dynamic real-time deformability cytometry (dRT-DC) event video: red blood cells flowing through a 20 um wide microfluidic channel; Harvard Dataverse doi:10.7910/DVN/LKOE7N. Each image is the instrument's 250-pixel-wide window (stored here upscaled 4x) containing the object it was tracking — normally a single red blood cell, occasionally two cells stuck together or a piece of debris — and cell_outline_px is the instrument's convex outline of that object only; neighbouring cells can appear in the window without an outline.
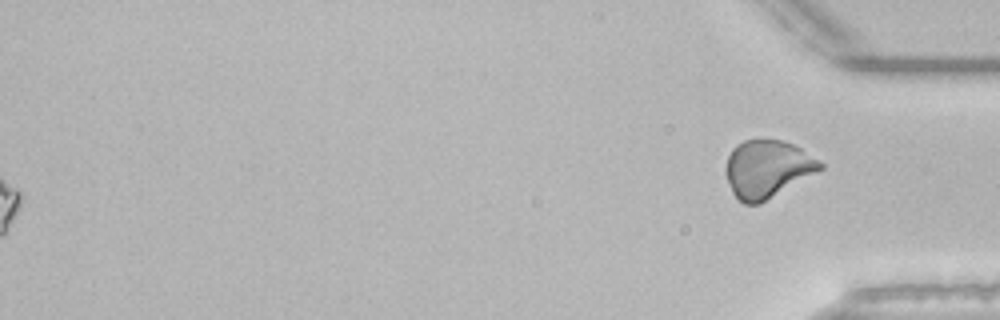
{"species": "common noctule bat (a hibernating species)", "species_latin": "Nyctalus noctula", "temperature_condition": "room temperature", "stored_images_in_passage": 53, "segment_of_instrument_passage": [2, 2], "camera_frame_rate_fps": 3000, "um_per_image_px": 0.085, "animal": {"sex": "male", "body_mass_g": 21.5, "forearm_length_mm": 52.0}, "frame": {"image": 1, "passage_image": 53, "time_ms": 17.333, "image_size_px": [1000, 320], "cell_outline_px": [[824, 168], [760, 204], [744, 204], [732, 192], [724, 172], [724, 168], [728, 156], [732, 148], [736, 144], [744, 140], [784, 140], [800, 148], [820, 160], [824, 164]], "centroid_in_image_um": [65.21, 14.35], "position_along_channel_um": 370.0, "area_um2": 31.73}}